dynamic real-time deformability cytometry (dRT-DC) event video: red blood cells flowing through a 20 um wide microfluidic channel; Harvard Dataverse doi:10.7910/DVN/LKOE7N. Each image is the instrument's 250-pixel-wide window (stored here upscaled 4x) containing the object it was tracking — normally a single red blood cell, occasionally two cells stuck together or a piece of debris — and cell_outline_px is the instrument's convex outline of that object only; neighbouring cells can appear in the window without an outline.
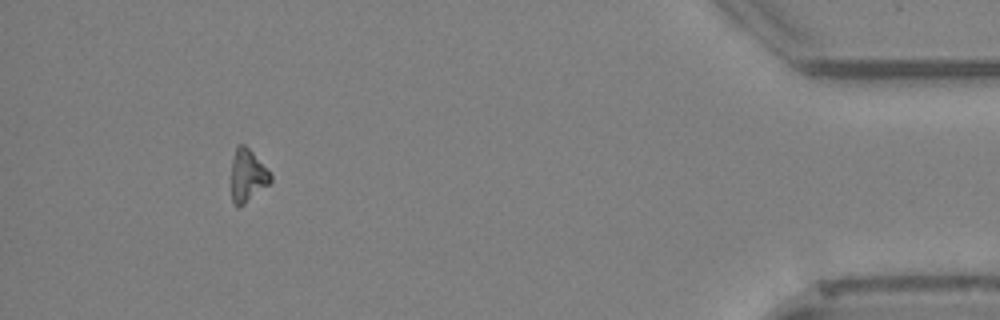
{"species": "Egyptian fruit bat (a non-hibernating species)", "species_latin": "Rousettus aegyptiacus", "temperature_condition": "cold", "stored_images_in_passage": 52, "segment_of_instrument_passage": [2, 2], "camera_frame_rate_fps": 3000, "um_per_image_px": 0.085, "animal": {"sex": "female"}, "frame": {"image": 1, "passage_image": 52, "time_ms": 17.0, "image_size_px": [1000, 320], "cell_outline_px": [[272, 180], [268, 184], [244, 204], [236, 204], [232, 200], [232, 160], [236, 148], [240, 144], [244, 144], [252, 152], [272, 176]], "centroid_in_image_um": [21.03, 14.9], "position_along_channel_um": 414.2, "area_um2": 11.44}}